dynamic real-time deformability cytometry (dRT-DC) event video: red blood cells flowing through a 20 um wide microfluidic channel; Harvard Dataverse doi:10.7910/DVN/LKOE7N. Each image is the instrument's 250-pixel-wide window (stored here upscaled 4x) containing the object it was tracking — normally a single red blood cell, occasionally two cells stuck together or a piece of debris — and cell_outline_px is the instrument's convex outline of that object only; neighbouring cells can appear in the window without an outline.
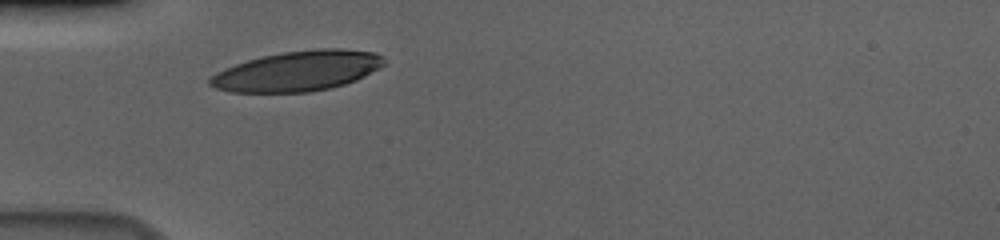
{"species": "human", "species_latin": "Homo sapiens", "temperature_condition": "cold", "stored_images_in_passage": 29, "camera_frame_rate_fps": 3000, "um_per_image_px": 0.085, "donor": {"sex": "male"}, "frame": {"image": 1, "passage_image": 1, "time_ms": 0.0, "image_size_px": [1000, 240], "cell_outline_px": [[384, 64], [380, 68], [356, 80], [332, 88], [308, 92], [232, 92], [216, 88], [208, 84], [208, 80], [216, 72], [224, 68], [248, 60], [264, 56], [284, 52], [316, 48], [340, 48], [376, 52], [384, 56]], "centroid_in_image_um": [25.32, 6.03], "position_along_channel_um": 59.7, "area_um2": 40.75}}
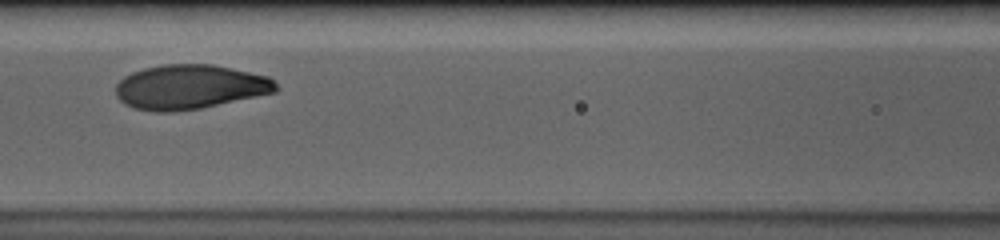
{"frame": {"image": 2, "passage_image": 9, "time_ms": 2.667, "image_size_px": [1000, 240], "cell_outline_px": [[280, 88], [276, 92], [200, 108], [172, 112], [156, 112], [136, 108], [124, 104], [116, 96], [116, 84], [124, 76], [132, 72], [144, 68], [164, 64], [212, 64], [268, 76]], "centroid_in_image_um": [16.12, 7.39], "position_along_channel_um": 150.5, "area_um2": 41.44}}
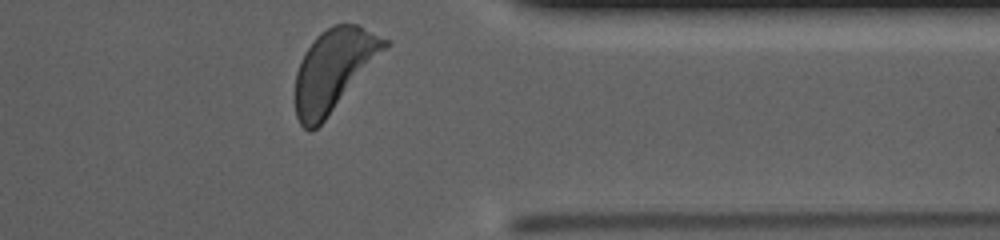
{"frame": {"image": 3, "passage_image": 29, "time_ms": 9.333, "image_size_px": [1000, 240], "cell_outline_px": [[388, 44], [324, 120], [312, 132], [308, 132], [300, 124], [296, 116], [296, 72], [300, 60], [304, 52], [312, 40], [320, 32], [336, 24], [356, 24], [388, 40]], "centroid_in_image_um": [28.28, 5.93], "position_along_channel_um": 383.1, "area_um2": 41.15}, "authors_computed_cell_mechanics": {"area_um2": 41.1536, "velocity_mm_per_s": 3.6151, "shape_relaxation_time_tau1_ms": 3.3276, "shape_relaxation_time_tau2_ms": null, "deformation_change_tau1": 0.163, "deformation_change_tau2": null}}